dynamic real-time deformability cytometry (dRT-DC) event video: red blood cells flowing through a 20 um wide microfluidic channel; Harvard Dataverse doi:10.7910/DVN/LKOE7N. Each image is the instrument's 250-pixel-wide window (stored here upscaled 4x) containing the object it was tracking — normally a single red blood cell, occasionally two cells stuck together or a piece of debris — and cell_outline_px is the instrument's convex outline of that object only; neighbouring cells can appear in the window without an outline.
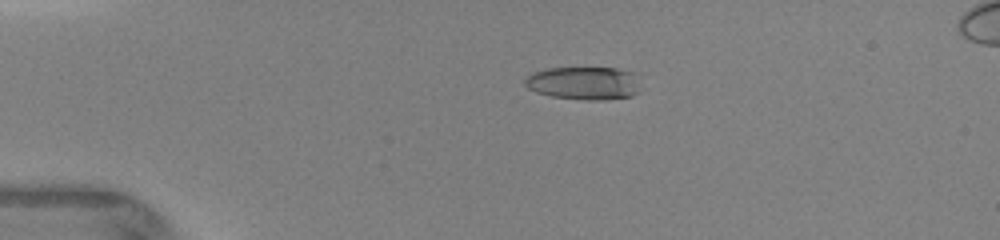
{"species": "human", "species_latin": "Homo sapiens", "temperature_condition": "warm", "stored_images_in_passage": 12, "camera_frame_rate_fps": 3000, "um_per_image_px": 0.085, "donor": {"sex": "female"}, "frame": {"image": 1, "passage_image": 5, "time_ms": 3.0, "image_size_px": [1000, 240], "cell_outline_px": [[640, 92], [632, 96], [604, 100], [588, 100], [552, 96], [536, 92], [528, 88], [524, 84], [524, 80], [532, 72], [548, 68], [616, 68], [636, 72]], "centroid_in_image_um": [49.67, 7.06], "position_along_channel_um": 35.3, "area_um2": 22.48}}
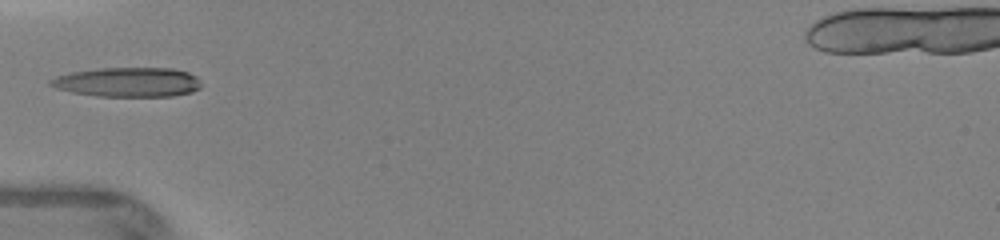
{"frame": {"image": 2, "passage_image": 8, "time_ms": 5.0, "image_size_px": [1000, 240], "cell_outline_px": [[200, 88], [192, 92], [172, 96], [96, 96], [72, 92], [56, 88], [48, 84], [48, 80], [56, 76], [72, 72], [100, 68], [172, 68], [188, 72], [196, 76], [200, 80]], "centroid_in_image_um": [10.86, 6.98], "position_along_channel_um": 74.1, "area_um2": 25.95}}